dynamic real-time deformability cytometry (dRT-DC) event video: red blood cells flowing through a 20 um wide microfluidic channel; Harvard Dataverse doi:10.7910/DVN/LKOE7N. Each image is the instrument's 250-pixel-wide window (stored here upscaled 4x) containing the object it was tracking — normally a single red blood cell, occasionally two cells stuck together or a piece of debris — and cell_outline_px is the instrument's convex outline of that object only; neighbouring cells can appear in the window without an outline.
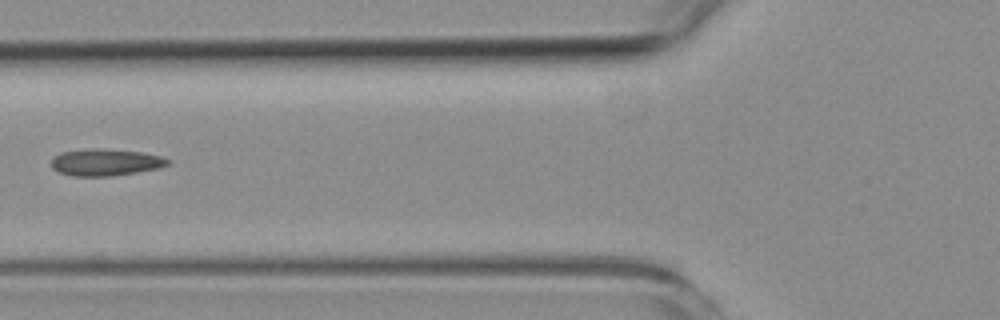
{"species": "common noctule bat (a hibernating species)", "species_latin": "Nyctalus noctula", "temperature_condition": "room temperature", "stored_images_in_passage": 6, "camera_frame_rate_fps": 3000, "um_per_image_px": 0.085, "animal": {"sex": "female", "body_mass_g": 19.3, "forearm_length_mm": 54.1}, "frame": {"image": 1, "passage_image": 6, "time_ms": 6.667, "image_size_px": [1000, 320], "cell_outline_px": [[168, 164], [156, 168], [136, 172], [112, 176], [72, 176], [60, 172], [52, 168], [52, 156], [60, 152], [92, 148], [96, 148], [140, 152], [160, 156], [168, 160]], "centroid_in_image_um": [8.89, 13.79], "position_along_channel_um": 116.9, "area_um2": 17.98}}